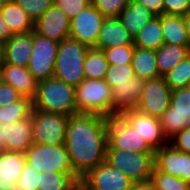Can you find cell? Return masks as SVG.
<instances>
[{
    "label": "cell",
    "mask_w": 190,
    "mask_h": 190,
    "mask_svg": "<svg viewBox=\"0 0 190 190\" xmlns=\"http://www.w3.org/2000/svg\"><path fill=\"white\" fill-rule=\"evenodd\" d=\"M84 190H130L133 181L104 161L80 179Z\"/></svg>",
    "instance_id": "8fae6325"
},
{
    "label": "cell",
    "mask_w": 190,
    "mask_h": 190,
    "mask_svg": "<svg viewBox=\"0 0 190 190\" xmlns=\"http://www.w3.org/2000/svg\"><path fill=\"white\" fill-rule=\"evenodd\" d=\"M134 46L142 49L158 50L163 44L161 16H154L133 40Z\"/></svg>",
    "instance_id": "4316f807"
},
{
    "label": "cell",
    "mask_w": 190,
    "mask_h": 190,
    "mask_svg": "<svg viewBox=\"0 0 190 190\" xmlns=\"http://www.w3.org/2000/svg\"><path fill=\"white\" fill-rule=\"evenodd\" d=\"M155 15L142 4L134 0H130L126 8L120 13L118 18L127 29L130 36L134 38L140 30L154 17Z\"/></svg>",
    "instance_id": "7402d4cb"
},
{
    "label": "cell",
    "mask_w": 190,
    "mask_h": 190,
    "mask_svg": "<svg viewBox=\"0 0 190 190\" xmlns=\"http://www.w3.org/2000/svg\"><path fill=\"white\" fill-rule=\"evenodd\" d=\"M108 67L103 50L94 47L88 49L83 67L85 79H105Z\"/></svg>",
    "instance_id": "83f0119b"
},
{
    "label": "cell",
    "mask_w": 190,
    "mask_h": 190,
    "mask_svg": "<svg viewBox=\"0 0 190 190\" xmlns=\"http://www.w3.org/2000/svg\"><path fill=\"white\" fill-rule=\"evenodd\" d=\"M107 121L108 117L86 113L68 118L64 145L79 179L105 161Z\"/></svg>",
    "instance_id": "6da1fadb"
},
{
    "label": "cell",
    "mask_w": 190,
    "mask_h": 190,
    "mask_svg": "<svg viewBox=\"0 0 190 190\" xmlns=\"http://www.w3.org/2000/svg\"><path fill=\"white\" fill-rule=\"evenodd\" d=\"M90 47L70 37L58 44L54 77L77 87L84 79V61Z\"/></svg>",
    "instance_id": "3957f363"
},
{
    "label": "cell",
    "mask_w": 190,
    "mask_h": 190,
    "mask_svg": "<svg viewBox=\"0 0 190 190\" xmlns=\"http://www.w3.org/2000/svg\"><path fill=\"white\" fill-rule=\"evenodd\" d=\"M112 88L104 79H84L75 87L76 113L97 114L108 118L112 113Z\"/></svg>",
    "instance_id": "277c9868"
},
{
    "label": "cell",
    "mask_w": 190,
    "mask_h": 190,
    "mask_svg": "<svg viewBox=\"0 0 190 190\" xmlns=\"http://www.w3.org/2000/svg\"><path fill=\"white\" fill-rule=\"evenodd\" d=\"M107 149L154 152L143 137L120 115L108 118Z\"/></svg>",
    "instance_id": "ba28073f"
},
{
    "label": "cell",
    "mask_w": 190,
    "mask_h": 190,
    "mask_svg": "<svg viewBox=\"0 0 190 190\" xmlns=\"http://www.w3.org/2000/svg\"><path fill=\"white\" fill-rule=\"evenodd\" d=\"M48 176H54V172L32 170L26 163L16 183V190H45V180Z\"/></svg>",
    "instance_id": "f546056e"
},
{
    "label": "cell",
    "mask_w": 190,
    "mask_h": 190,
    "mask_svg": "<svg viewBox=\"0 0 190 190\" xmlns=\"http://www.w3.org/2000/svg\"><path fill=\"white\" fill-rule=\"evenodd\" d=\"M104 19L105 17L90 4L70 20L69 37L90 48L95 47Z\"/></svg>",
    "instance_id": "7c38bea8"
},
{
    "label": "cell",
    "mask_w": 190,
    "mask_h": 190,
    "mask_svg": "<svg viewBox=\"0 0 190 190\" xmlns=\"http://www.w3.org/2000/svg\"><path fill=\"white\" fill-rule=\"evenodd\" d=\"M15 2L27 13L33 23L54 4V0H15Z\"/></svg>",
    "instance_id": "74e56055"
},
{
    "label": "cell",
    "mask_w": 190,
    "mask_h": 190,
    "mask_svg": "<svg viewBox=\"0 0 190 190\" xmlns=\"http://www.w3.org/2000/svg\"><path fill=\"white\" fill-rule=\"evenodd\" d=\"M130 0H91V4L104 17H118Z\"/></svg>",
    "instance_id": "f35d334b"
},
{
    "label": "cell",
    "mask_w": 190,
    "mask_h": 190,
    "mask_svg": "<svg viewBox=\"0 0 190 190\" xmlns=\"http://www.w3.org/2000/svg\"><path fill=\"white\" fill-rule=\"evenodd\" d=\"M159 119L163 134L168 141L185 127H188L187 118L173 112L171 105Z\"/></svg>",
    "instance_id": "1f68e13d"
},
{
    "label": "cell",
    "mask_w": 190,
    "mask_h": 190,
    "mask_svg": "<svg viewBox=\"0 0 190 190\" xmlns=\"http://www.w3.org/2000/svg\"><path fill=\"white\" fill-rule=\"evenodd\" d=\"M32 143L65 144L69 116L32 109Z\"/></svg>",
    "instance_id": "52a82bcc"
},
{
    "label": "cell",
    "mask_w": 190,
    "mask_h": 190,
    "mask_svg": "<svg viewBox=\"0 0 190 190\" xmlns=\"http://www.w3.org/2000/svg\"><path fill=\"white\" fill-rule=\"evenodd\" d=\"M104 80L111 88L115 84L134 83L132 64L109 65Z\"/></svg>",
    "instance_id": "e575fe53"
},
{
    "label": "cell",
    "mask_w": 190,
    "mask_h": 190,
    "mask_svg": "<svg viewBox=\"0 0 190 190\" xmlns=\"http://www.w3.org/2000/svg\"><path fill=\"white\" fill-rule=\"evenodd\" d=\"M156 54L158 72L159 75L163 77L190 54V49L189 47L175 44H163L158 50H156Z\"/></svg>",
    "instance_id": "484cf974"
},
{
    "label": "cell",
    "mask_w": 190,
    "mask_h": 190,
    "mask_svg": "<svg viewBox=\"0 0 190 190\" xmlns=\"http://www.w3.org/2000/svg\"><path fill=\"white\" fill-rule=\"evenodd\" d=\"M163 77L171 90L190 86V54Z\"/></svg>",
    "instance_id": "4dcf8cb0"
},
{
    "label": "cell",
    "mask_w": 190,
    "mask_h": 190,
    "mask_svg": "<svg viewBox=\"0 0 190 190\" xmlns=\"http://www.w3.org/2000/svg\"><path fill=\"white\" fill-rule=\"evenodd\" d=\"M161 30L164 44L189 47L184 16L161 15Z\"/></svg>",
    "instance_id": "603a6c76"
},
{
    "label": "cell",
    "mask_w": 190,
    "mask_h": 190,
    "mask_svg": "<svg viewBox=\"0 0 190 190\" xmlns=\"http://www.w3.org/2000/svg\"><path fill=\"white\" fill-rule=\"evenodd\" d=\"M2 82H3V78H2V71H1V68H0V85H1Z\"/></svg>",
    "instance_id": "f5cc1de1"
},
{
    "label": "cell",
    "mask_w": 190,
    "mask_h": 190,
    "mask_svg": "<svg viewBox=\"0 0 190 190\" xmlns=\"http://www.w3.org/2000/svg\"><path fill=\"white\" fill-rule=\"evenodd\" d=\"M105 161L120 170L133 182H146L151 180L154 168V152L106 149Z\"/></svg>",
    "instance_id": "5b68a950"
},
{
    "label": "cell",
    "mask_w": 190,
    "mask_h": 190,
    "mask_svg": "<svg viewBox=\"0 0 190 190\" xmlns=\"http://www.w3.org/2000/svg\"><path fill=\"white\" fill-rule=\"evenodd\" d=\"M190 12V0H163V14L185 16Z\"/></svg>",
    "instance_id": "60d3db41"
},
{
    "label": "cell",
    "mask_w": 190,
    "mask_h": 190,
    "mask_svg": "<svg viewBox=\"0 0 190 190\" xmlns=\"http://www.w3.org/2000/svg\"><path fill=\"white\" fill-rule=\"evenodd\" d=\"M120 115L144 138L155 152L169 143L164 136L160 119L144 114L137 109H127Z\"/></svg>",
    "instance_id": "4fadbf2b"
},
{
    "label": "cell",
    "mask_w": 190,
    "mask_h": 190,
    "mask_svg": "<svg viewBox=\"0 0 190 190\" xmlns=\"http://www.w3.org/2000/svg\"><path fill=\"white\" fill-rule=\"evenodd\" d=\"M74 190H84V187L81 184H79Z\"/></svg>",
    "instance_id": "816d5d0a"
},
{
    "label": "cell",
    "mask_w": 190,
    "mask_h": 190,
    "mask_svg": "<svg viewBox=\"0 0 190 190\" xmlns=\"http://www.w3.org/2000/svg\"><path fill=\"white\" fill-rule=\"evenodd\" d=\"M33 30L14 34L3 44V63L28 67L32 54Z\"/></svg>",
    "instance_id": "e0dca14e"
},
{
    "label": "cell",
    "mask_w": 190,
    "mask_h": 190,
    "mask_svg": "<svg viewBox=\"0 0 190 190\" xmlns=\"http://www.w3.org/2000/svg\"><path fill=\"white\" fill-rule=\"evenodd\" d=\"M80 184V179L74 172L56 173L45 180V190H74Z\"/></svg>",
    "instance_id": "836d02e7"
},
{
    "label": "cell",
    "mask_w": 190,
    "mask_h": 190,
    "mask_svg": "<svg viewBox=\"0 0 190 190\" xmlns=\"http://www.w3.org/2000/svg\"><path fill=\"white\" fill-rule=\"evenodd\" d=\"M13 35L0 10V44H5Z\"/></svg>",
    "instance_id": "f6af8a7d"
},
{
    "label": "cell",
    "mask_w": 190,
    "mask_h": 190,
    "mask_svg": "<svg viewBox=\"0 0 190 190\" xmlns=\"http://www.w3.org/2000/svg\"><path fill=\"white\" fill-rule=\"evenodd\" d=\"M32 109V99L24 96L10 105L0 107V127L7 122H20L23 119L30 117Z\"/></svg>",
    "instance_id": "f1b7e54d"
},
{
    "label": "cell",
    "mask_w": 190,
    "mask_h": 190,
    "mask_svg": "<svg viewBox=\"0 0 190 190\" xmlns=\"http://www.w3.org/2000/svg\"><path fill=\"white\" fill-rule=\"evenodd\" d=\"M33 109L65 116L76 114L75 87L52 76L37 84Z\"/></svg>",
    "instance_id": "7a4b0ae2"
},
{
    "label": "cell",
    "mask_w": 190,
    "mask_h": 190,
    "mask_svg": "<svg viewBox=\"0 0 190 190\" xmlns=\"http://www.w3.org/2000/svg\"><path fill=\"white\" fill-rule=\"evenodd\" d=\"M184 22L186 26L187 37L189 41V49H190V12L184 16Z\"/></svg>",
    "instance_id": "7dc6e473"
},
{
    "label": "cell",
    "mask_w": 190,
    "mask_h": 190,
    "mask_svg": "<svg viewBox=\"0 0 190 190\" xmlns=\"http://www.w3.org/2000/svg\"><path fill=\"white\" fill-rule=\"evenodd\" d=\"M0 68L3 83L11 85L22 96L33 100L38 81L32 76L28 67L3 63Z\"/></svg>",
    "instance_id": "ac0fdd59"
},
{
    "label": "cell",
    "mask_w": 190,
    "mask_h": 190,
    "mask_svg": "<svg viewBox=\"0 0 190 190\" xmlns=\"http://www.w3.org/2000/svg\"><path fill=\"white\" fill-rule=\"evenodd\" d=\"M3 64V45L0 44V66Z\"/></svg>",
    "instance_id": "681fc988"
},
{
    "label": "cell",
    "mask_w": 190,
    "mask_h": 190,
    "mask_svg": "<svg viewBox=\"0 0 190 190\" xmlns=\"http://www.w3.org/2000/svg\"><path fill=\"white\" fill-rule=\"evenodd\" d=\"M34 31L43 37L60 43L69 37L70 19L56 4H53L34 23Z\"/></svg>",
    "instance_id": "9a60e30c"
},
{
    "label": "cell",
    "mask_w": 190,
    "mask_h": 190,
    "mask_svg": "<svg viewBox=\"0 0 190 190\" xmlns=\"http://www.w3.org/2000/svg\"><path fill=\"white\" fill-rule=\"evenodd\" d=\"M154 166L190 184V154L176 150L169 143L154 152Z\"/></svg>",
    "instance_id": "5bb4252c"
},
{
    "label": "cell",
    "mask_w": 190,
    "mask_h": 190,
    "mask_svg": "<svg viewBox=\"0 0 190 190\" xmlns=\"http://www.w3.org/2000/svg\"><path fill=\"white\" fill-rule=\"evenodd\" d=\"M10 0H0V9L9 2Z\"/></svg>",
    "instance_id": "f907efd6"
},
{
    "label": "cell",
    "mask_w": 190,
    "mask_h": 190,
    "mask_svg": "<svg viewBox=\"0 0 190 190\" xmlns=\"http://www.w3.org/2000/svg\"><path fill=\"white\" fill-rule=\"evenodd\" d=\"M102 50L109 65L132 64L135 46H115Z\"/></svg>",
    "instance_id": "8d00e7d4"
},
{
    "label": "cell",
    "mask_w": 190,
    "mask_h": 190,
    "mask_svg": "<svg viewBox=\"0 0 190 190\" xmlns=\"http://www.w3.org/2000/svg\"><path fill=\"white\" fill-rule=\"evenodd\" d=\"M56 4L71 20L83 9L91 4V0H54Z\"/></svg>",
    "instance_id": "ab89813d"
},
{
    "label": "cell",
    "mask_w": 190,
    "mask_h": 190,
    "mask_svg": "<svg viewBox=\"0 0 190 190\" xmlns=\"http://www.w3.org/2000/svg\"><path fill=\"white\" fill-rule=\"evenodd\" d=\"M169 144L176 150L190 154V127H185L182 131L173 136Z\"/></svg>",
    "instance_id": "b9f144b4"
},
{
    "label": "cell",
    "mask_w": 190,
    "mask_h": 190,
    "mask_svg": "<svg viewBox=\"0 0 190 190\" xmlns=\"http://www.w3.org/2000/svg\"><path fill=\"white\" fill-rule=\"evenodd\" d=\"M22 95L11 85L1 83L0 85V107L10 105L14 101L20 99Z\"/></svg>",
    "instance_id": "7bdbcfd3"
},
{
    "label": "cell",
    "mask_w": 190,
    "mask_h": 190,
    "mask_svg": "<svg viewBox=\"0 0 190 190\" xmlns=\"http://www.w3.org/2000/svg\"><path fill=\"white\" fill-rule=\"evenodd\" d=\"M132 67L134 76L145 81L161 77L158 72L156 50L135 47Z\"/></svg>",
    "instance_id": "cb8c5ba5"
},
{
    "label": "cell",
    "mask_w": 190,
    "mask_h": 190,
    "mask_svg": "<svg viewBox=\"0 0 190 190\" xmlns=\"http://www.w3.org/2000/svg\"><path fill=\"white\" fill-rule=\"evenodd\" d=\"M5 150L25 153L32 146V116L1 125Z\"/></svg>",
    "instance_id": "2e32d148"
},
{
    "label": "cell",
    "mask_w": 190,
    "mask_h": 190,
    "mask_svg": "<svg viewBox=\"0 0 190 190\" xmlns=\"http://www.w3.org/2000/svg\"><path fill=\"white\" fill-rule=\"evenodd\" d=\"M58 44L59 42L43 37L33 30L32 54L28 70L38 82L54 75Z\"/></svg>",
    "instance_id": "9c48e42d"
},
{
    "label": "cell",
    "mask_w": 190,
    "mask_h": 190,
    "mask_svg": "<svg viewBox=\"0 0 190 190\" xmlns=\"http://www.w3.org/2000/svg\"><path fill=\"white\" fill-rule=\"evenodd\" d=\"M26 163L32 170L56 173L73 172L70 156L65 145L36 144L25 152Z\"/></svg>",
    "instance_id": "8992f818"
},
{
    "label": "cell",
    "mask_w": 190,
    "mask_h": 190,
    "mask_svg": "<svg viewBox=\"0 0 190 190\" xmlns=\"http://www.w3.org/2000/svg\"><path fill=\"white\" fill-rule=\"evenodd\" d=\"M125 45H134V42L120 19L118 17H105L94 48L102 50Z\"/></svg>",
    "instance_id": "ffe728a7"
},
{
    "label": "cell",
    "mask_w": 190,
    "mask_h": 190,
    "mask_svg": "<svg viewBox=\"0 0 190 190\" xmlns=\"http://www.w3.org/2000/svg\"><path fill=\"white\" fill-rule=\"evenodd\" d=\"M145 6L155 16L163 15V0H134Z\"/></svg>",
    "instance_id": "ee69618b"
},
{
    "label": "cell",
    "mask_w": 190,
    "mask_h": 190,
    "mask_svg": "<svg viewBox=\"0 0 190 190\" xmlns=\"http://www.w3.org/2000/svg\"><path fill=\"white\" fill-rule=\"evenodd\" d=\"M171 91L164 77L146 80L135 109L151 117L160 118L170 106Z\"/></svg>",
    "instance_id": "30bf717a"
},
{
    "label": "cell",
    "mask_w": 190,
    "mask_h": 190,
    "mask_svg": "<svg viewBox=\"0 0 190 190\" xmlns=\"http://www.w3.org/2000/svg\"><path fill=\"white\" fill-rule=\"evenodd\" d=\"M173 112L187 118L190 122V86L171 91V102Z\"/></svg>",
    "instance_id": "d590c367"
},
{
    "label": "cell",
    "mask_w": 190,
    "mask_h": 190,
    "mask_svg": "<svg viewBox=\"0 0 190 190\" xmlns=\"http://www.w3.org/2000/svg\"><path fill=\"white\" fill-rule=\"evenodd\" d=\"M3 18L13 34L26 33L34 30V23L21 7L10 0L1 9Z\"/></svg>",
    "instance_id": "d4e9b609"
},
{
    "label": "cell",
    "mask_w": 190,
    "mask_h": 190,
    "mask_svg": "<svg viewBox=\"0 0 190 190\" xmlns=\"http://www.w3.org/2000/svg\"><path fill=\"white\" fill-rule=\"evenodd\" d=\"M151 181L156 190H190V184L181 178L159 171L155 166L151 175Z\"/></svg>",
    "instance_id": "d6a6232c"
},
{
    "label": "cell",
    "mask_w": 190,
    "mask_h": 190,
    "mask_svg": "<svg viewBox=\"0 0 190 190\" xmlns=\"http://www.w3.org/2000/svg\"><path fill=\"white\" fill-rule=\"evenodd\" d=\"M5 151V141L2 135V128L0 127V152Z\"/></svg>",
    "instance_id": "c3c4849f"
},
{
    "label": "cell",
    "mask_w": 190,
    "mask_h": 190,
    "mask_svg": "<svg viewBox=\"0 0 190 190\" xmlns=\"http://www.w3.org/2000/svg\"><path fill=\"white\" fill-rule=\"evenodd\" d=\"M25 164V153L0 152V190H16V183Z\"/></svg>",
    "instance_id": "44dd1931"
},
{
    "label": "cell",
    "mask_w": 190,
    "mask_h": 190,
    "mask_svg": "<svg viewBox=\"0 0 190 190\" xmlns=\"http://www.w3.org/2000/svg\"><path fill=\"white\" fill-rule=\"evenodd\" d=\"M130 190H156L154 183L151 180L146 182H133Z\"/></svg>",
    "instance_id": "bcb514c9"
},
{
    "label": "cell",
    "mask_w": 190,
    "mask_h": 190,
    "mask_svg": "<svg viewBox=\"0 0 190 190\" xmlns=\"http://www.w3.org/2000/svg\"><path fill=\"white\" fill-rule=\"evenodd\" d=\"M145 80L134 76V83L115 84L112 88V113L118 115L136 107L140 100Z\"/></svg>",
    "instance_id": "d6986e66"
}]
</instances>
